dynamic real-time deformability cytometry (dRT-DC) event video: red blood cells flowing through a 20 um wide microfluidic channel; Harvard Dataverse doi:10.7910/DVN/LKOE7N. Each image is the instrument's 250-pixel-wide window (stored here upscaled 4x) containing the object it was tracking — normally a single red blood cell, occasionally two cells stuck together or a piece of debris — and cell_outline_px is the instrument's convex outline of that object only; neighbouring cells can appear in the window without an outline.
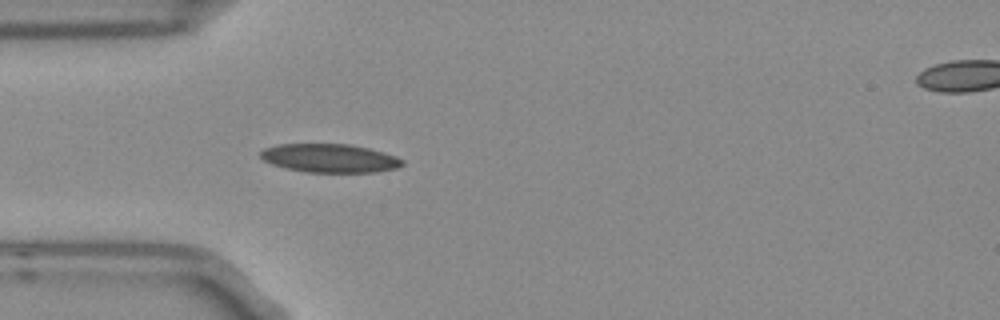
{"species": "Egyptian fruit bat (a non-hibernating species)", "species_latin": "Rousettus aegyptiacus", "temperature_condition": "room temperature", "stored_images_in_passage": 6, "segment_of_instrument_passage": [1, 2], "camera_frame_rate_fps": 3000, "um_per_image_px": 0.085, "frame": {"image": 1, "passage_image": 5, "time_ms": 1.333, "image_size_px": [1000, 320], "cell_outline_px": [[404, 164], [396, 168], [376, 172], [304, 172], [284, 168], [272, 164], [264, 160], [260, 156], [260, 152], [264, 148], [276, 144], [348, 144], [368, 148], [404, 160]], "centroid_in_image_um": [27.97, 13.45], "position_along_channel_um": 57.0, "area_um2": 23.47}}